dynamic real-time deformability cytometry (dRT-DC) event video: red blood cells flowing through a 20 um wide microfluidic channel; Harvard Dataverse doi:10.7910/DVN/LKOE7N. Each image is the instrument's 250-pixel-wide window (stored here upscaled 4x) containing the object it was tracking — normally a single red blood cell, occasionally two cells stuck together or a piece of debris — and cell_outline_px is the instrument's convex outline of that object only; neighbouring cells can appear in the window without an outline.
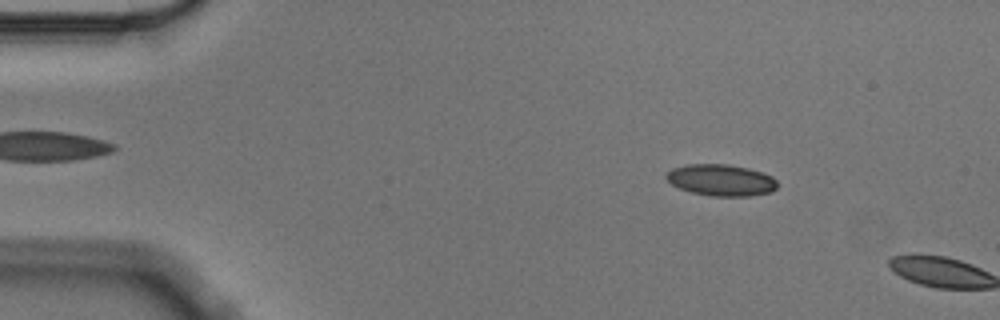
{"species": "Egyptian fruit bat (a non-hibernating species)", "species_latin": "Rousettus aegyptiacus", "temperature_condition": "cold", "stored_images_in_passage": 3, "camera_frame_rate_fps": 3000, "um_per_image_px": 0.085, "animal": {"sex": "male"}, "frame": {"image": 1, "passage_image": 2, "time_ms": 0.333, "image_size_px": [1000, 320], "cell_outline_px": [[776, 188], [772, 192], [748, 196], [712, 196], [692, 192], [680, 188], [672, 184], [664, 176], [672, 168], [688, 164], [728, 164], [748, 168], [772, 176], [776, 180]], "centroid_in_image_um": [61.29, 15.3], "position_along_channel_um": 23.7, "area_um2": 20.29}}